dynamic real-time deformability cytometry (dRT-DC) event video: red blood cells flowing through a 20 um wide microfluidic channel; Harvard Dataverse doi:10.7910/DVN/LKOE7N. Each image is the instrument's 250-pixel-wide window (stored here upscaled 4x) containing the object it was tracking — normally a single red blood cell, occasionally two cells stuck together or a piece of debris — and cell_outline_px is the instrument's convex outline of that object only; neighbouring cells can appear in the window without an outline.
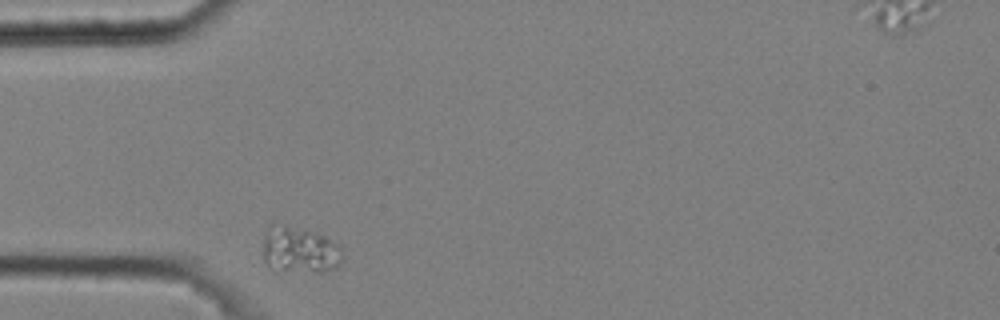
{"species": "common noctule bat (a hibernating species)", "species_latin": "Nyctalus noctula", "temperature_condition": "cold", "stored_images_in_passage": 42, "camera_frame_rate_fps": 3000, "um_per_image_px": 0.085, "animal": {"sex": "male", "body_mass_g": 20.4}, "frame": {"image": 1, "passage_image": 1, "time_ms": 0.0, "image_size_px": [1000, 320], "cell_outline_px": [[344, 260], [336, 268], [320, 272], [268, 268], [264, 260], [264, 240], [268, 224], [272, 220], [324, 236], [336, 244], [340, 248], [344, 256]], "centroid_in_image_um": [25.45, 21.21], "position_along_channel_um": 59.6, "area_um2": 21.56}}
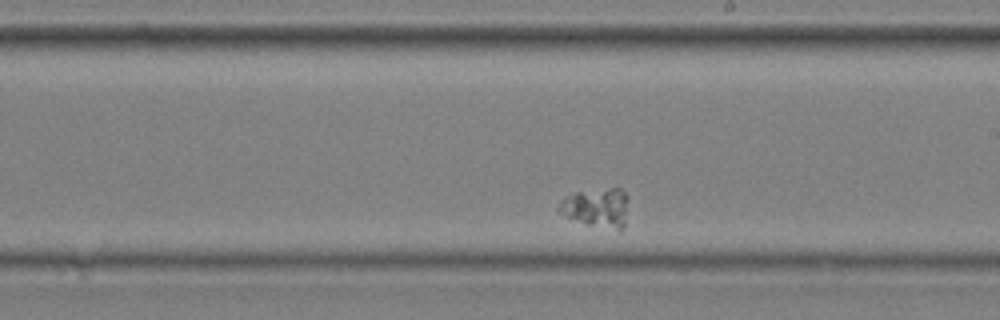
{"frame": {"image": 2, "passage_image": 19, "time_ms": 6.0, "image_size_px": [1000, 320], "cell_outline_px": [[628, 196], [624, 228], [620, 232], [588, 224], [568, 216], [560, 212], [556, 208], [560, 200], [564, 196], [576, 192], [608, 188], [620, 188]], "centroid_in_image_um": [50.75, 17.65], "position_along_channel_um": 238.3, "area_um2": 15.95}}
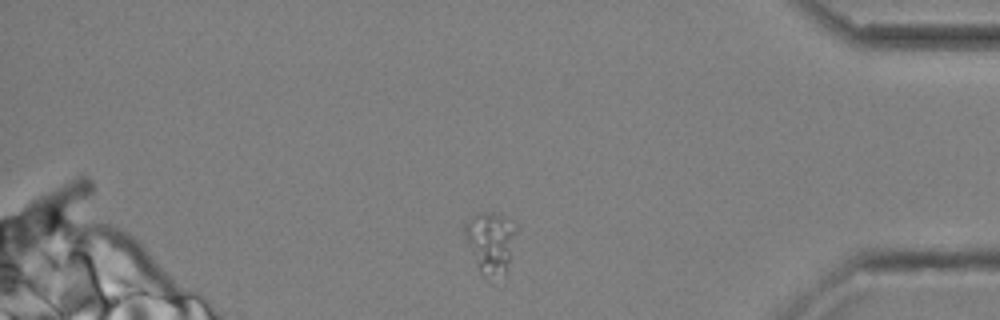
{"frame": {"image": 3, "passage_image": 36, "time_ms": 11.667, "image_size_px": [1000, 320], "cell_outline_px": [[520, 228], [508, 272], [504, 276], [492, 284], [484, 280], [476, 264], [464, 236], [464, 224], [472, 216], [480, 212], [496, 212], [504, 216], [516, 224]], "centroid_in_image_um": [41.78, 20.7], "position_along_channel_um": 393.4, "area_um2": 20.0}}